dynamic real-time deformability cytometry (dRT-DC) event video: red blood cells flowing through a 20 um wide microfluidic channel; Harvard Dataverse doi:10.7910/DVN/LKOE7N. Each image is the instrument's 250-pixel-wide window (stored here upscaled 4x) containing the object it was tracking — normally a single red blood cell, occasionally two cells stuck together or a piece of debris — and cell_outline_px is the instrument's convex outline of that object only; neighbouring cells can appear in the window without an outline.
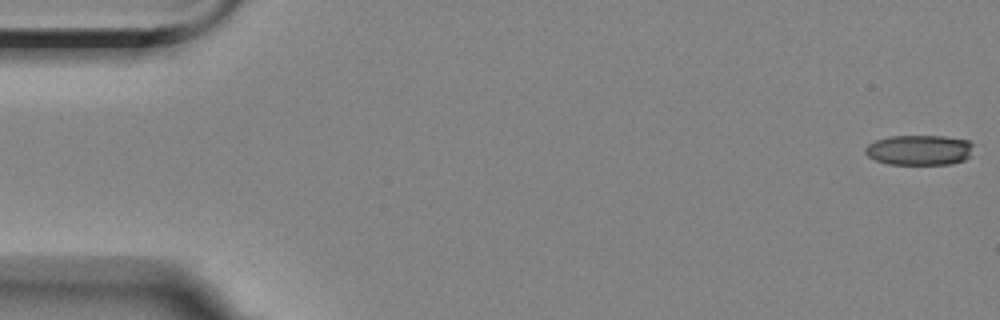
{"species": "Egyptian fruit bat (a non-hibernating species)", "species_latin": "Rousettus aegyptiacus", "temperature_condition": "room temperature", "stored_images_in_passage": 6, "camera_frame_rate_fps": 3000, "um_per_image_px": 0.085, "animal": {"sex": "female"}, "frame": {"image": 1, "passage_image": 1, "time_ms": 0.0, "image_size_px": [1000, 320], "cell_outline_px": [[976, 144], [968, 156], [964, 160], [952, 164], [888, 164], [876, 160], [868, 156], [864, 152], [864, 148], [868, 144], [876, 140], [888, 136], [944, 136], [968, 140]], "centroid_in_image_um": [78.15, 12.74], "position_along_channel_um": 6.8, "area_um2": 19.19}}
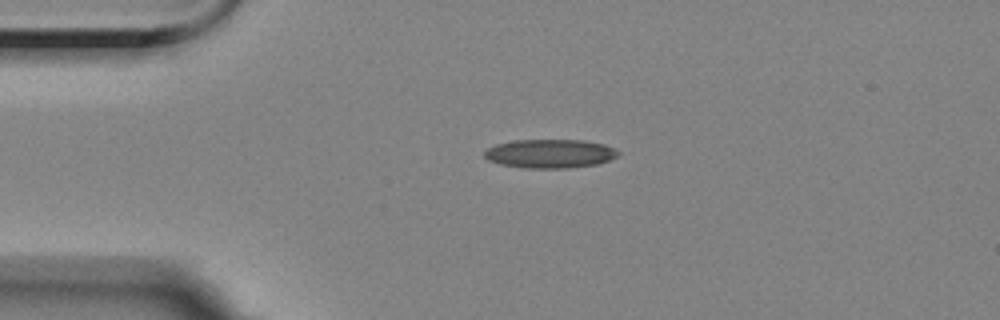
{"frame": {"image": 2, "passage_image": 4, "time_ms": 4.0, "image_size_px": [1000, 320], "cell_outline_px": [[620, 156], [596, 164], [568, 168], [524, 168], [500, 164], [488, 160], [484, 156], [484, 152], [488, 148], [496, 144], [512, 140], [584, 140], [604, 144], [620, 152]], "centroid_in_image_um": [46.74, 13.05], "position_along_channel_um": 38.3, "area_um2": 22.48}}
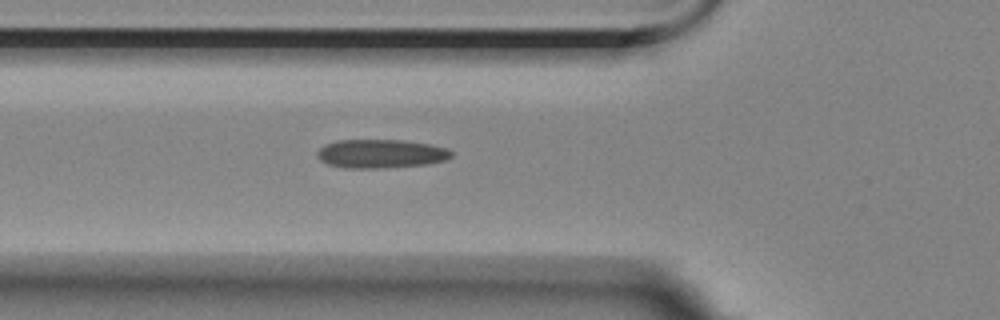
{"frame": {"image": 3, "passage_image": 6, "time_ms": 6.333, "image_size_px": [1000, 320], "cell_outline_px": [[452, 156], [444, 160], [424, 164], [380, 168], [344, 168], [328, 164], [320, 160], [316, 156], [316, 152], [324, 144], [336, 140], [404, 140], [428, 144], [448, 148], [452, 152]], "centroid_in_image_um": [32.32, 13.06], "position_along_channel_um": 93.5, "area_um2": 22.43}}